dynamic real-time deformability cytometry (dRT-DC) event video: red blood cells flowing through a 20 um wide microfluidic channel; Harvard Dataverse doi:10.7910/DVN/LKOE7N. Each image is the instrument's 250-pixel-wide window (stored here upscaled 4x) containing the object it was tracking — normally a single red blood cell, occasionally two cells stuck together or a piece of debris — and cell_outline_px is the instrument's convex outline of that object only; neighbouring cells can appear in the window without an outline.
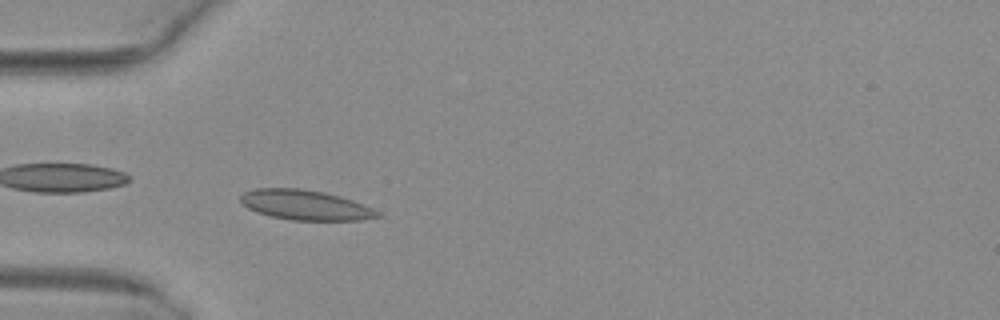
{"species": "common noctule bat (a hibernating species)", "species_latin": "Nyctalus noctula", "temperature_condition": "warm", "stored_images_in_passage": 5, "camera_frame_rate_fps": 3000, "um_per_image_px": 0.085, "animal": {"sex": "female", "body_mass_g": 29.2, "forearm_length_mm": 56.3}, "frame": {"image": 1, "passage_image": 5, "time_ms": 1.333, "image_size_px": [1000, 320], "cell_outline_px": [[384, 216], [360, 220], [292, 220], [272, 216], [256, 212], [248, 208], [240, 200], [240, 196], [244, 192], [256, 188], [300, 188], [324, 192], [340, 196], [352, 200], [372, 208], [380, 212]], "centroid_in_image_um": [25.97, 17.42], "position_along_channel_um": 59.0, "area_um2": 23.87}}